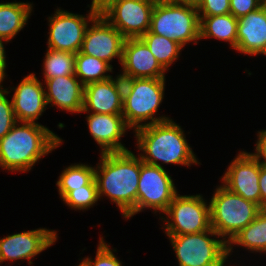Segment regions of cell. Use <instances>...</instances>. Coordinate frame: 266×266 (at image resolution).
<instances>
[{"mask_svg": "<svg viewBox=\"0 0 266 266\" xmlns=\"http://www.w3.org/2000/svg\"><path fill=\"white\" fill-rule=\"evenodd\" d=\"M141 158L131 150L102 153L95 166L99 201L106 196L116 203L122 216L129 219L137 214V189Z\"/></svg>", "mask_w": 266, "mask_h": 266, "instance_id": "1", "label": "cell"}, {"mask_svg": "<svg viewBox=\"0 0 266 266\" xmlns=\"http://www.w3.org/2000/svg\"><path fill=\"white\" fill-rule=\"evenodd\" d=\"M63 140L38 122L17 121L0 139V168L11 172H28Z\"/></svg>", "mask_w": 266, "mask_h": 266, "instance_id": "2", "label": "cell"}, {"mask_svg": "<svg viewBox=\"0 0 266 266\" xmlns=\"http://www.w3.org/2000/svg\"><path fill=\"white\" fill-rule=\"evenodd\" d=\"M138 154L149 165L164 168V164L191 166L199 164L187 142L184 130L172 119L138 128L134 131Z\"/></svg>", "mask_w": 266, "mask_h": 266, "instance_id": "3", "label": "cell"}, {"mask_svg": "<svg viewBox=\"0 0 266 266\" xmlns=\"http://www.w3.org/2000/svg\"><path fill=\"white\" fill-rule=\"evenodd\" d=\"M165 80V78L123 79L122 115L130 129L135 131L170 119L165 115L159 117L155 115L164 99Z\"/></svg>", "mask_w": 266, "mask_h": 266, "instance_id": "4", "label": "cell"}, {"mask_svg": "<svg viewBox=\"0 0 266 266\" xmlns=\"http://www.w3.org/2000/svg\"><path fill=\"white\" fill-rule=\"evenodd\" d=\"M149 31L176 41L183 48L200 40V19L197 6L170 0H157L152 13Z\"/></svg>", "mask_w": 266, "mask_h": 266, "instance_id": "5", "label": "cell"}, {"mask_svg": "<svg viewBox=\"0 0 266 266\" xmlns=\"http://www.w3.org/2000/svg\"><path fill=\"white\" fill-rule=\"evenodd\" d=\"M212 195L209 202L211 228L227 244L262 210L259 205L229 191L222 184Z\"/></svg>", "mask_w": 266, "mask_h": 266, "instance_id": "6", "label": "cell"}, {"mask_svg": "<svg viewBox=\"0 0 266 266\" xmlns=\"http://www.w3.org/2000/svg\"><path fill=\"white\" fill-rule=\"evenodd\" d=\"M168 238L179 266H222L228 261V244L212 228Z\"/></svg>", "mask_w": 266, "mask_h": 266, "instance_id": "7", "label": "cell"}, {"mask_svg": "<svg viewBox=\"0 0 266 266\" xmlns=\"http://www.w3.org/2000/svg\"><path fill=\"white\" fill-rule=\"evenodd\" d=\"M200 194H176L161 217L167 236L195 234L211 229L210 204ZM170 220V221H169Z\"/></svg>", "mask_w": 266, "mask_h": 266, "instance_id": "8", "label": "cell"}, {"mask_svg": "<svg viewBox=\"0 0 266 266\" xmlns=\"http://www.w3.org/2000/svg\"><path fill=\"white\" fill-rule=\"evenodd\" d=\"M99 13L100 11L92 7L87 16L57 8L53 16L48 18V49L78 53L81 50L89 23Z\"/></svg>", "mask_w": 266, "mask_h": 266, "instance_id": "9", "label": "cell"}, {"mask_svg": "<svg viewBox=\"0 0 266 266\" xmlns=\"http://www.w3.org/2000/svg\"><path fill=\"white\" fill-rule=\"evenodd\" d=\"M157 0H111L100 13L125 38H139L150 29L151 13Z\"/></svg>", "mask_w": 266, "mask_h": 266, "instance_id": "10", "label": "cell"}, {"mask_svg": "<svg viewBox=\"0 0 266 266\" xmlns=\"http://www.w3.org/2000/svg\"><path fill=\"white\" fill-rule=\"evenodd\" d=\"M177 193L173 179L164 168L146 164L141 160L137 213L153 209L154 213L163 214Z\"/></svg>", "mask_w": 266, "mask_h": 266, "instance_id": "11", "label": "cell"}, {"mask_svg": "<svg viewBox=\"0 0 266 266\" xmlns=\"http://www.w3.org/2000/svg\"><path fill=\"white\" fill-rule=\"evenodd\" d=\"M87 27L81 52L109 64L117 58L121 64L125 37L101 13Z\"/></svg>", "mask_w": 266, "mask_h": 266, "instance_id": "12", "label": "cell"}, {"mask_svg": "<svg viewBox=\"0 0 266 266\" xmlns=\"http://www.w3.org/2000/svg\"><path fill=\"white\" fill-rule=\"evenodd\" d=\"M259 172L260 162L250 152L241 151L231 161L221 183L229 191L261 207Z\"/></svg>", "mask_w": 266, "mask_h": 266, "instance_id": "13", "label": "cell"}, {"mask_svg": "<svg viewBox=\"0 0 266 266\" xmlns=\"http://www.w3.org/2000/svg\"><path fill=\"white\" fill-rule=\"evenodd\" d=\"M57 232L46 228L23 231L0 239V262L31 259L57 241Z\"/></svg>", "mask_w": 266, "mask_h": 266, "instance_id": "14", "label": "cell"}, {"mask_svg": "<svg viewBox=\"0 0 266 266\" xmlns=\"http://www.w3.org/2000/svg\"><path fill=\"white\" fill-rule=\"evenodd\" d=\"M122 79L165 78V70L157 62L146 43L139 38H126L122 53Z\"/></svg>", "mask_w": 266, "mask_h": 266, "instance_id": "15", "label": "cell"}, {"mask_svg": "<svg viewBox=\"0 0 266 266\" xmlns=\"http://www.w3.org/2000/svg\"><path fill=\"white\" fill-rule=\"evenodd\" d=\"M84 112L122 115L123 79L116 75V78L85 85L81 113Z\"/></svg>", "mask_w": 266, "mask_h": 266, "instance_id": "16", "label": "cell"}, {"mask_svg": "<svg viewBox=\"0 0 266 266\" xmlns=\"http://www.w3.org/2000/svg\"><path fill=\"white\" fill-rule=\"evenodd\" d=\"M34 73L24 77L14 90L11 98L16 121L33 122L43 114L47 108L45 89Z\"/></svg>", "mask_w": 266, "mask_h": 266, "instance_id": "17", "label": "cell"}, {"mask_svg": "<svg viewBox=\"0 0 266 266\" xmlns=\"http://www.w3.org/2000/svg\"><path fill=\"white\" fill-rule=\"evenodd\" d=\"M86 113H88L86 116L88 129L101 148L100 154L129 151L121 142V138L130 129L123 115Z\"/></svg>", "mask_w": 266, "mask_h": 266, "instance_id": "18", "label": "cell"}, {"mask_svg": "<svg viewBox=\"0 0 266 266\" xmlns=\"http://www.w3.org/2000/svg\"><path fill=\"white\" fill-rule=\"evenodd\" d=\"M235 50L250 56L261 55L266 50V2L238 18Z\"/></svg>", "mask_w": 266, "mask_h": 266, "instance_id": "19", "label": "cell"}, {"mask_svg": "<svg viewBox=\"0 0 266 266\" xmlns=\"http://www.w3.org/2000/svg\"><path fill=\"white\" fill-rule=\"evenodd\" d=\"M44 82L47 105H55L62 111L70 113H81L84 85L75 75L58 76Z\"/></svg>", "mask_w": 266, "mask_h": 266, "instance_id": "20", "label": "cell"}, {"mask_svg": "<svg viewBox=\"0 0 266 266\" xmlns=\"http://www.w3.org/2000/svg\"><path fill=\"white\" fill-rule=\"evenodd\" d=\"M33 6L24 2L0 3V37L11 41L27 24Z\"/></svg>", "mask_w": 266, "mask_h": 266, "instance_id": "21", "label": "cell"}, {"mask_svg": "<svg viewBox=\"0 0 266 266\" xmlns=\"http://www.w3.org/2000/svg\"><path fill=\"white\" fill-rule=\"evenodd\" d=\"M200 19V40L216 38L229 42L234 50L237 47V25L238 19L231 13L226 15H215L199 17Z\"/></svg>", "mask_w": 266, "mask_h": 266, "instance_id": "22", "label": "cell"}, {"mask_svg": "<svg viewBox=\"0 0 266 266\" xmlns=\"http://www.w3.org/2000/svg\"><path fill=\"white\" fill-rule=\"evenodd\" d=\"M235 244L251 253H266V209H262L258 216L228 243V257Z\"/></svg>", "mask_w": 266, "mask_h": 266, "instance_id": "23", "label": "cell"}, {"mask_svg": "<svg viewBox=\"0 0 266 266\" xmlns=\"http://www.w3.org/2000/svg\"><path fill=\"white\" fill-rule=\"evenodd\" d=\"M112 69L111 64L97 57L86 55L81 51L75 55V76L84 86L112 78L113 76L107 74L112 72Z\"/></svg>", "mask_w": 266, "mask_h": 266, "instance_id": "24", "label": "cell"}, {"mask_svg": "<svg viewBox=\"0 0 266 266\" xmlns=\"http://www.w3.org/2000/svg\"><path fill=\"white\" fill-rule=\"evenodd\" d=\"M95 179V168L88 164L67 166L56 182L61 200L73 190L89 185Z\"/></svg>", "mask_w": 266, "mask_h": 266, "instance_id": "25", "label": "cell"}, {"mask_svg": "<svg viewBox=\"0 0 266 266\" xmlns=\"http://www.w3.org/2000/svg\"><path fill=\"white\" fill-rule=\"evenodd\" d=\"M140 38L146 43L150 52L165 71H168L167 69L179 58L180 52L183 50V47L176 41L153 34L149 30Z\"/></svg>", "mask_w": 266, "mask_h": 266, "instance_id": "26", "label": "cell"}, {"mask_svg": "<svg viewBox=\"0 0 266 266\" xmlns=\"http://www.w3.org/2000/svg\"><path fill=\"white\" fill-rule=\"evenodd\" d=\"M75 55L68 51L47 49L43 61L44 80L75 75Z\"/></svg>", "mask_w": 266, "mask_h": 266, "instance_id": "27", "label": "cell"}, {"mask_svg": "<svg viewBox=\"0 0 266 266\" xmlns=\"http://www.w3.org/2000/svg\"><path fill=\"white\" fill-rule=\"evenodd\" d=\"M62 200L74 210L90 209L99 200L96 180L87 186L70 191Z\"/></svg>", "mask_w": 266, "mask_h": 266, "instance_id": "28", "label": "cell"}, {"mask_svg": "<svg viewBox=\"0 0 266 266\" xmlns=\"http://www.w3.org/2000/svg\"><path fill=\"white\" fill-rule=\"evenodd\" d=\"M113 251L116 250H111L109 244L100 236L95 259L85 257L78 266H123L122 261L117 259L118 257L114 255Z\"/></svg>", "mask_w": 266, "mask_h": 266, "instance_id": "29", "label": "cell"}, {"mask_svg": "<svg viewBox=\"0 0 266 266\" xmlns=\"http://www.w3.org/2000/svg\"><path fill=\"white\" fill-rule=\"evenodd\" d=\"M0 84V139H2L15 125L16 118L13 111L12 101L7 98L11 93Z\"/></svg>", "mask_w": 266, "mask_h": 266, "instance_id": "30", "label": "cell"}, {"mask_svg": "<svg viewBox=\"0 0 266 266\" xmlns=\"http://www.w3.org/2000/svg\"><path fill=\"white\" fill-rule=\"evenodd\" d=\"M196 6L199 17L226 15L230 13L229 0H200Z\"/></svg>", "mask_w": 266, "mask_h": 266, "instance_id": "31", "label": "cell"}, {"mask_svg": "<svg viewBox=\"0 0 266 266\" xmlns=\"http://www.w3.org/2000/svg\"><path fill=\"white\" fill-rule=\"evenodd\" d=\"M265 2L266 0H229L230 13L238 19L260 8Z\"/></svg>", "mask_w": 266, "mask_h": 266, "instance_id": "32", "label": "cell"}, {"mask_svg": "<svg viewBox=\"0 0 266 266\" xmlns=\"http://www.w3.org/2000/svg\"><path fill=\"white\" fill-rule=\"evenodd\" d=\"M254 153H250L262 165H266V130L258 131ZM262 159V161H261Z\"/></svg>", "mask_w": 266, "mask_h": 266, "instance_id": "33", "label": "cell"}, {"mask_svg": "<svg viewBox=\"0 0 266 266\" xmlns=\"http://www.w3.org/2000/svg\"><path fill=\"white\" fill-rule=\"evenodd\" d=\"M259 186L261 194V208L266 209V165L260 163Z\"/></svg>", "mask_w": 266, "mask_h": 266, "instance_id": "34", "label": "cell"}, {"mask_svg": "<svg viewBox=\"0 0 266 266\" xmlns=\"http://www.w3.org/2000/svg\"><path fill=\"white\" fill-rule=\"evenodd\" d=\"M4 42H8L7 40L0 37V84H2L3 80L6 78V55Z\"/></svg>", "mask_w": 266, "mask_h": 266, "instance_id": "35", "label": "cell"}, {"mask_svg": "<svg viewBox=\"0 0 266 266\" xmlns=\"http://www.w3.org/2000/svg\"><path fill=\"white\" fill-rule=\"evenodd\" d=\"M91 7L100 11L104 6H106L111 0H91Z\"/></svg>", "mask_w": 266, "mask_h": 266, "instance_id": "36", "label": "cell"}, {"mask_svg": "<svg viewBox=\"0 0 266 266\" xmlns=\"http://www.w3.org/2000/svg\"><path fill=\"white\" fill-rule=\"evenodd\" d=\"M173 2H179V3H190L197 5L200 0H170Z\"/></svg>", "mask_w": 266, "mask_h": 266, "instance_id": "37", "label": "cell"}]
</instances>
